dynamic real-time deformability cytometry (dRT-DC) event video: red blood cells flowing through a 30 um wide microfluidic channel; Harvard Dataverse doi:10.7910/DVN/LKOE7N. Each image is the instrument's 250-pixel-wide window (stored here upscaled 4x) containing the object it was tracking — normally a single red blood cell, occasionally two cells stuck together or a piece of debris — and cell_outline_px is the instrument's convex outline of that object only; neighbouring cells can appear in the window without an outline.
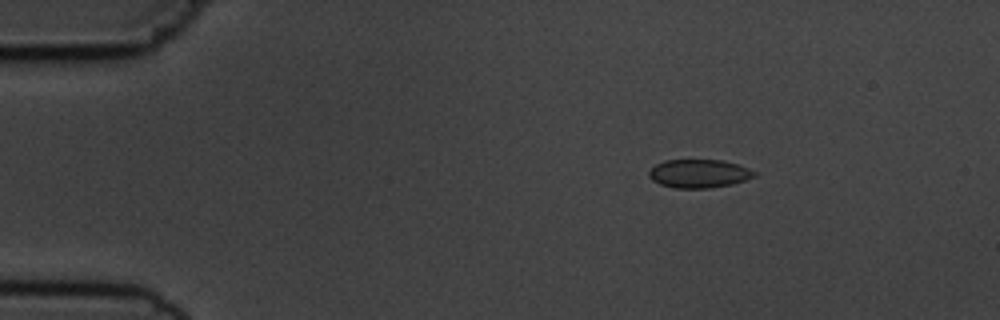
{"species": "common noctule bat (a hibernating species)", "species_latin": "Nyctalus noctula", "temperature_condition": "cold", "stored_images_in_passage": 5, "camera_frame_rate_fps": 3000, "um_per_image_px": 0.085, "animal": {"sex": "male", "body_mass_g": 19.5, "forearm_length_mm": 54.6}, "frame": {"image": 1, "passage_image": 3, "time_ms": 2.333, "image_size_px": [1000, 320], "cell_outline_px": [[760, 172], [756, 176], [732, 184], [708, 188], [676, 188], [660, 184], [652, 180], [648, 176], [648, 172], [656, 164], [664, 160], [724, 160], [740, 164]], "centroid_in_image_um": [59.46, 14.74], "position_along_channel_um": 25.5, "area_um2": 17.69}}